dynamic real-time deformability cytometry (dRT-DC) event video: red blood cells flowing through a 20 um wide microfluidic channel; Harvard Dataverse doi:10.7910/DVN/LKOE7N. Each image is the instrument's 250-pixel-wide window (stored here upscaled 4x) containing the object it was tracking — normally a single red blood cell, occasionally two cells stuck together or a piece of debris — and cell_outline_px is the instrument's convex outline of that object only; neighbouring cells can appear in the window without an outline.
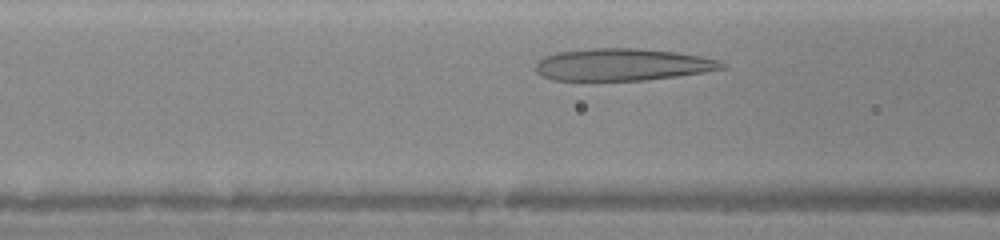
{"species": "human", "species_latin": "Homo sapiens", "temperature_condition": "warm", "stored_images_in_passage": 25, "camera_frame_rate_fps": 3000, "um_per_image_px": 0.085, "donor": {"sex": "female"}, "frame": {"image": 1, "passage_image": 6, "time_ms": 1.667, "image_size_px": [1000, 240], "cell_outline_px": [[724, 68], [704, 72], [676, 76], [644, 80], [552, 80], [536, 72], [536, 64], [544, 56], [560, 52], [592, 48], [636, 48], [672, 52], [700, 56], [716, 60], [724, 64]], "centroid_in_image_um": [52.86, 5.49], "position_along_channel_um": 113.7, "area_um2": 34.33}}
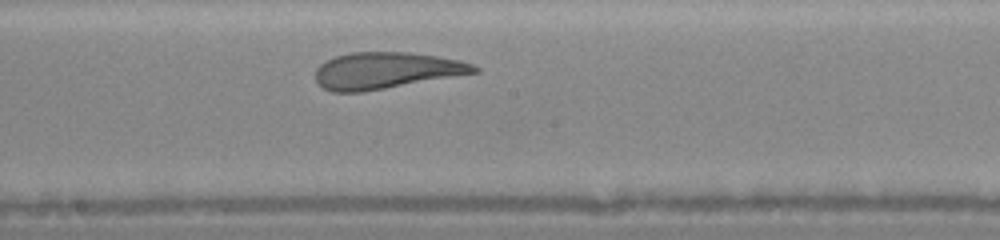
{"frame": {"image": 2, "passage_image": 13, "time_ms": 4.0, "image_size_px": [1000, 240], "cell_outline_px": [[480, 72], [360, 92], [332, 92], [324, 88], [316, 80], [316, 68], [320, 64], [336, 56], [352, 52], [408, 52], [436, 56], [460, 60], [472, 64], [480, 68]], "centroid_in_image_um": [32.83, 5.99], "position_along_channel_um": 215.4, "area_um2": 33.47}}
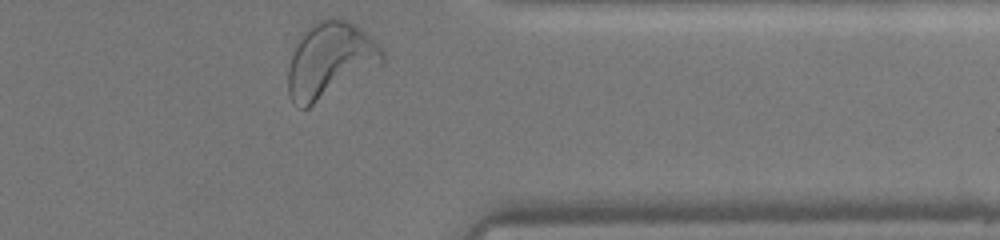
{"frame": {"image": 3, "passage_image": 25, "time_ms": 8.0, "image_size_px": [1000, 240], "cell_outline_px": [[384, 64], [308, 108], [300, 108], [292, 100], [288, 92], [288, 68], [300, 32], [316, 20], [328, 16], [332, 16], [344, 20], [368, 32], [384, 52]], "centroid_in_image_um": [28.06, 5.08], "position_along_channel_um": 383.3, "area_um2": 41.96}}